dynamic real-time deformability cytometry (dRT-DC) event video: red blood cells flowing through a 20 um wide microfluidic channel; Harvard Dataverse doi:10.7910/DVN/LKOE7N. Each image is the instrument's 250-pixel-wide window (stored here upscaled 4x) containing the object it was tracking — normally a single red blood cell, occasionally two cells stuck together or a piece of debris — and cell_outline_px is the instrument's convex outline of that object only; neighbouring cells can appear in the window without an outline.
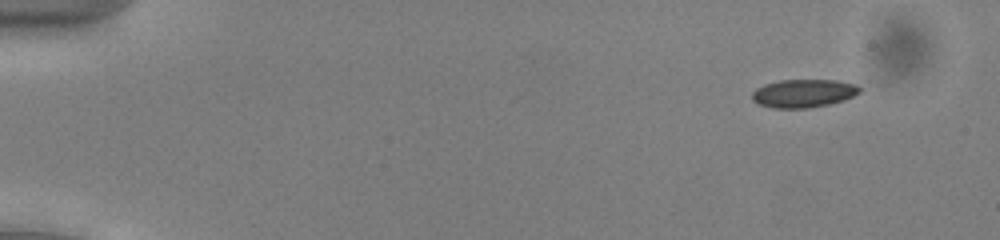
{"species": "common noctule bat (a hibernating species)", "species_latin": "Nyctalus noctula", "temperature_condition": "cold", "stored_images_in_passage": 50, "camera_frame_rate_fps": 3000, "um_per_image_px": 0.085, "animal": {"sex": "male", "body_mass_g": 13.0, "forearm_length_mm": 53.1}, "frame": {"image": 1, "passage_image": 2, "time_ms": 0.333, "image_size_px": [1000, 240], "cell_outline_px": [[860, 92], [844, 100], [828, 104], [808, 108], [772, 108], [760, 104], [752, 100], [752, 92], [756, 88], [764, 84], [780, 80], [836, 80], [856, 84], [860, 88]], "centroid_in_image_um": [68.28, 7.93], "position_along_channel_um": 16.7, "area_um2": 17.63}}
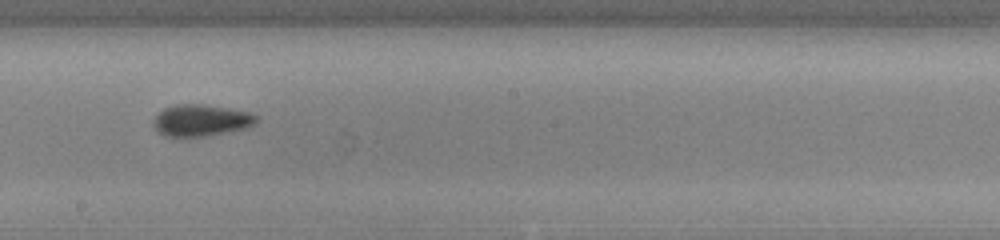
{"frame": {"image": 2, "passage_image": 28, "time_ms": 9.0, "image_size_px": [1000, 240], "cell_outline_px": [[256, 124], [244, 128], [204, 136], [164, 136], [152, 124], [156, 116], [164, 108], [176, 104], [204, 104], [248, 112], [256, 116]], "centroid_in_image_um": [17.06, 10.22], "position_along_channel_um": 231.1, "area_um2": 18.55}}
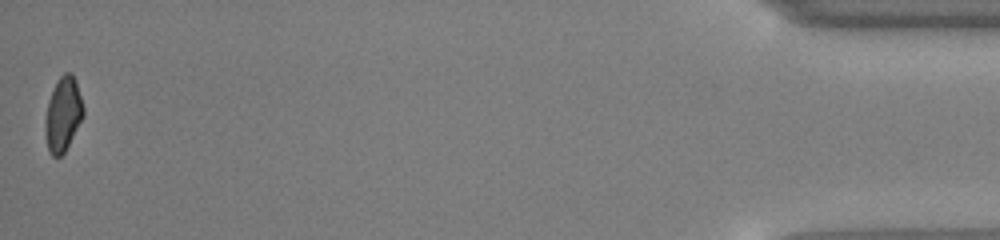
{"frame": {"image": 3, "passage_image": 50, "time_ms": 16.333, "image_size_px": [1000, 240], "cell_outline_px": [[84, 116], [64, 152], [60, 156], [52, 156], [48, 152], [44, 132], [44, 120], [48, 100], [56, 80], [64, 72], [72, 72], [76, 80], [84, 108]], "centroid_in_image_um": [5.34, 9.69], "position_along_channel_um": 429.9, "area_um2": 16.82}, "authors_computed_cell_mechanics": {"area_um2": 17.8891, "velocity_mm_per_s": 3.9186, "shape_relaxation_time_tau1_ms": 2.7591, "shape_relaxation_time_tau2_ms": 3.7289, "deformation_change_tau1": 0.0687, "deformation_change_tau2": 0.085}}